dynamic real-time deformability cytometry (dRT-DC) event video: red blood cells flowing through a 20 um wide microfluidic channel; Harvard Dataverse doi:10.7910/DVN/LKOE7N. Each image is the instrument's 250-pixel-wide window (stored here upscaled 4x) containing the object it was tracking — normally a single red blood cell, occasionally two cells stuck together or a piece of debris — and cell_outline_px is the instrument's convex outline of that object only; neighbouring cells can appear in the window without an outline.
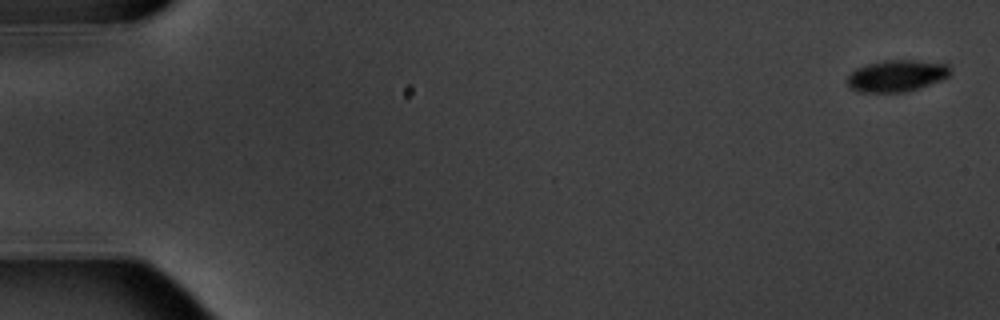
{"species": "common noctule bat (a hibernating species)", "species_latin": "Nyctalus noctula", "temperature_condition": "warm", "stored_images_in_passage": 6, "camera_frame_rate_fps": 3000, "um_per_image_px": 0.085, "animal": {"sex": "male", "body_mass_g": 20.1, "forearm_length_mm": 53.5}, "frame": {"image": 1, "passage_image": 1, "time_ms": 0.0, "image_size_px": [1000, 320], "cell_outline_px": [[952, 72], [948, 76], [940, 80], [920, 88], [908, 92], [860, 92], [852, 88], [848, 84], [848, 76], [856, 68], [868, 64], [884, 60], [916, 60], [948, 64], [952, 68]], "centroid_in_image_um": [76.26, 6.44], "position_along_channel_um": 8.7, "area_um2": 19.02}}
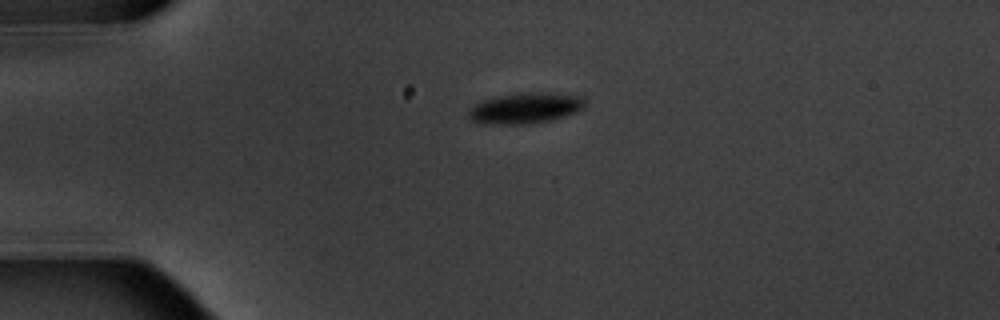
{"frame": {"image": 2, "passage_image": 5, "time_ms": 4.333, "image_size_px": [1000, 320], "cell_outline_px": [[584, 108], [576, 112], [552, 120], [528, 124], [488, 124], [472, 120], [468, 116], [468, 108], [480, 100], [500, 96], [532, 92], [580, 96], [584, 100]], "centroid_in_image_um": [44.6, 9.21], "position_along_channel_um": 40.4, "area_um2": 20.63}}